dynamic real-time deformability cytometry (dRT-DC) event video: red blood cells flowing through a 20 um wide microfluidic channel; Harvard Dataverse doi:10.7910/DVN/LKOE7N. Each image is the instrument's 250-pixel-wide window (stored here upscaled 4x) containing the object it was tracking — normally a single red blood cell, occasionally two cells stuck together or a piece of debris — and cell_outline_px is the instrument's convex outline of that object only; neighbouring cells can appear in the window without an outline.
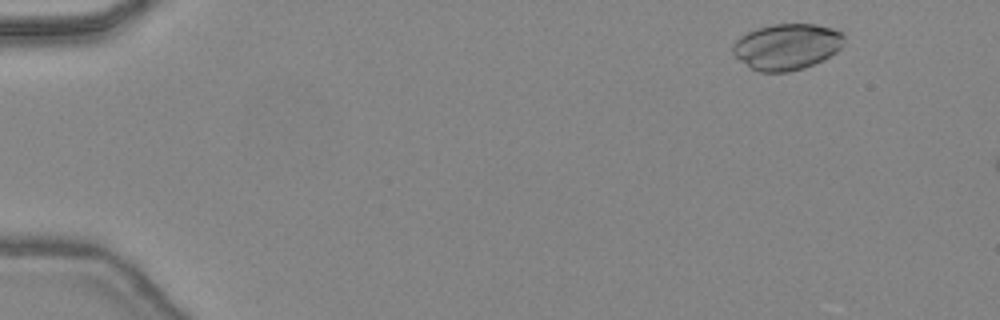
{"species": "common noctule bat (a hibernating species)", "species_latin": "Nyctalus noctula", "temperature_condition": "warm", "stored_images_in_passage": 9, "camera_frame_rate_fps": 3000, "um_per_image_px": 0.085, "animal": {"sex": "female", "body_mass_g": 24.6, "forearm_length_mm": 56.2}, "frame": {"image": 1, "passage_image": 4, "time_ms": 1.0, "image_size_px": [1000, 320], "cell_outline_px": [[844, 44], [836, 52], [824, 60], [804, 68], [788, 72], [760, 72], [752, 68], [740, 60], [732, 52], [732, 44], [740, 36], [756, 28], [772, 24], [816, 24], [832, 28], [844, 32]], "centroid_in_image_um": [66.91, 3.96], "position_along_channel_um": 18.1, "area_um2": 30.11}}